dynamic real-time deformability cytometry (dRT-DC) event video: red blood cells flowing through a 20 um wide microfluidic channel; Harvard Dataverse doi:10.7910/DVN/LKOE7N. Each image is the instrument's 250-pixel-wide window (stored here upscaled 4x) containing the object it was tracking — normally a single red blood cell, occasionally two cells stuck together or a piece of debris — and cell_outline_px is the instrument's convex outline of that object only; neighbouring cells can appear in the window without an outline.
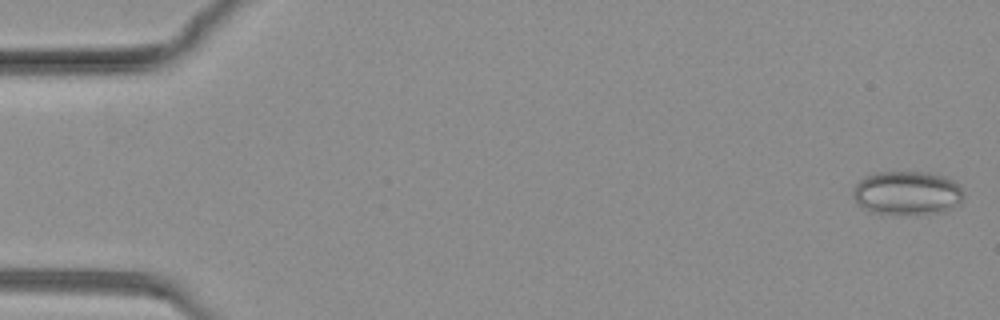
{"species": "common noctule bat (a hibernating species)", "species_latin": "Nyctalus noctula", "temperature_condition": "warm", "stored_images_in_passage": 11, "camera_frame_rate_fps": 3000, "um_per_image_px": 0.085, "animal": {"sex": "female", "body_mass_g": 19.3, "forearm_length_mm": 54.1}, "frame": {"image": 1, "passage_image": 2, "time_ms": 0.333, "image_size_px": [1000, 320], "cell_outline_px": [[964, 196], [960, 204], [944, 212], [868, 212], [860, 208], [856, 204], [852, 196], [852, 188], [864, 176], [872, 172], [924, 172], [944, 176], [952, 180], [964, 192]], "centroid_in_image_um": [77.05, 16.38], "position_along_channel_um": 7.9, "area_um2": 28.09}}